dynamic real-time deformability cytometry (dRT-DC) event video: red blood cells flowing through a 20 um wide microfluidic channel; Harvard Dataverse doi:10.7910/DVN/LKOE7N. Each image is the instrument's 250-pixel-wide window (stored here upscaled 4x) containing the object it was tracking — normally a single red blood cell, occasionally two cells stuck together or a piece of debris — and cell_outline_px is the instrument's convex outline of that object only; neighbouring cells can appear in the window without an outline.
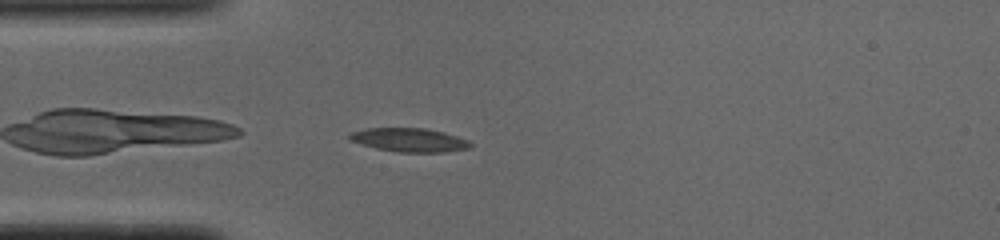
{"species": "common noctule bat (a hibernating species)", "species_latin": "Nyctalus noctula", "temperature_condition": "cold", "stored_images_in_passage": 39, "camera_frame_rate_fps": 3000, "um_per_image_px": 0.085, "animal": {"sex": "male", "body_mass_g": 19.0, "forearm_length_mm": 50.8}, "frame": {"image": 1, "passage_image": 1, "time_ms": 0.0, "image_size_px": [1000, 240], "cell_outline_px": [[472, 144], [468, 148], [444, 152], [400, 152], [376, 148], [348, 140], [348, 136], [352, 132], [368, 128], [424, 128], [444, 132], [468, 140]], "centroid_in_image_um": [34.78, 11.89], "position_along_channel_um": 50.2, "area_um2": 16.53}}
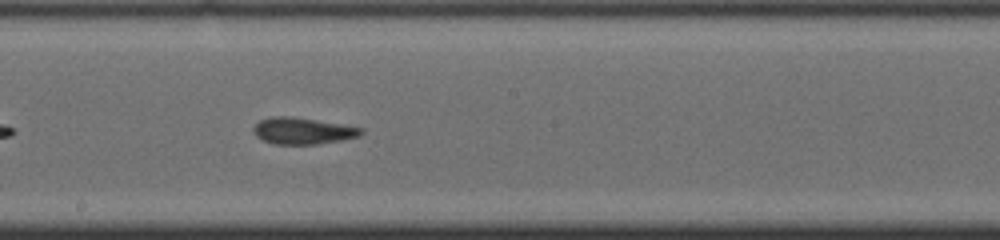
{"frame": {"image": 2, "passage_image": 15, "time_ms": 4.667, "image_size_px": [1000, 240], "cell_outline_px": [[364, 132], [360, 136], [340, 140], [316, 144], [272, 144], [256, 136], [252, 132], [252, 128], [260, 120], [272, 116], [292, 116], [364, 128]], "centroid_in_image_um": [25.71, 11.12], "position_along_channel_um": 222.5, "area_um2": 16.65}}
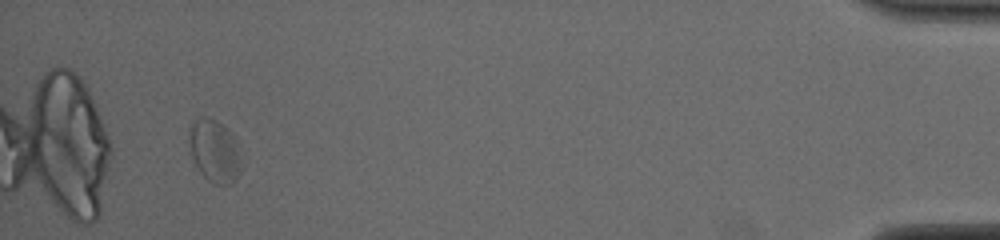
{"frame": {"image": 3, "passage_image": 36, "time_ms": 11.667, "image_size_px": [1000, 240], "cell_outline_px": [[240, 172], [232, 184], [212, 184], [200, 172], [192, 156], [188, 140], [188, 132], [192, 124], [196, 120], [204, 116], [216, 120], [228, 128], [232, 132], [240, 168]], "centroid_in_image_um": [18.19, 12.83], "position_along_channel_um": 417.0, "area_um2": 18.61}, "authors_computed_cell_mechanics": {"area_um2": 16.6464, "velocity_mm_per_s": 3.8476, "shape_relaxation_time_tau1_ms": 3.8312, "shape_relaxation_time_tau2_ms": 3.7785, "deformation_change_tau1": 0.1301, "deformation_change_tau2": 0.1312}}